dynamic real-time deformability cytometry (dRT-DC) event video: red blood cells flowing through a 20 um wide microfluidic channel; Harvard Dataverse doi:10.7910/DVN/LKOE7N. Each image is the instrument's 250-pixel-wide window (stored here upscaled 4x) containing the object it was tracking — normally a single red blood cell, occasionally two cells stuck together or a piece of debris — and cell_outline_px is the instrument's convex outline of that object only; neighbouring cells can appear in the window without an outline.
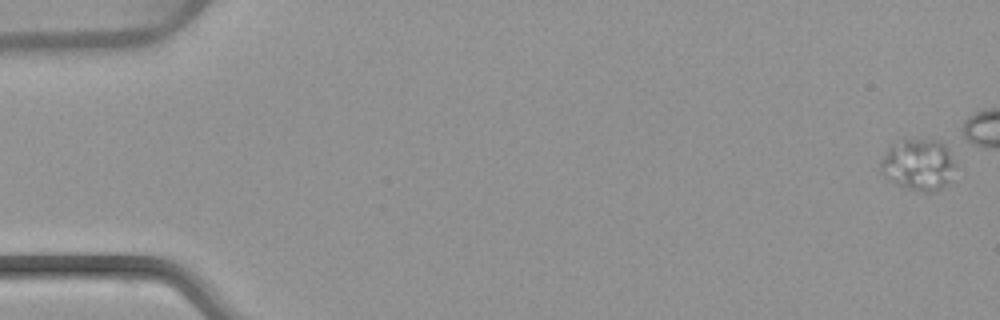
{"species": "common noctule bat (a hibernating species)", "species_latin": "Nyctalus noctula", "temperature_condition": "warm", "stored_images_in_passage": 6, "camera_frame_rate_fps": 3000, "um_per_image_px": 0.085, "animal": {"sex": "female", "body_mass_g": 22.7, "forearm_length_mm": 54.2}, "frame": {"image": 1, "passage_image": 1, "time_ms": 0.0, "image_size_px": [1000, 320], "cell_outline_px": [[956, 164], [948, 184], [936, 192], [920, 192], [896, 184], [888, 180], [880, 172], [880, 160], [888, 148], [892, 144], [904, 140], [940, 140], [948, 144]], "centroid_in_image_um": [78.09, 14.0], "position_along_channel_um": 6.9, "area_um2": 22.89}}